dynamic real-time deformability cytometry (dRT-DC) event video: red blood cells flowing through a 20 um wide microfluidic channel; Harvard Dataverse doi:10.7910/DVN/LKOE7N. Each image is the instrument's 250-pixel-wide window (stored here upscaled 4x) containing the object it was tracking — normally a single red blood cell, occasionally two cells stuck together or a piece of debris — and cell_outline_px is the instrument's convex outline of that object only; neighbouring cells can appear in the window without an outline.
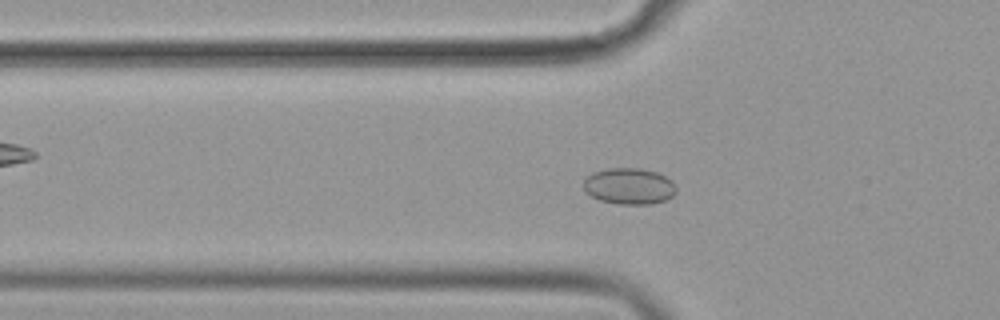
{"species": "common noctule bat (a hibernating species)", "species_latin": "Nyctalus noctula", "temperature_condition": "cold", "stored_images_in_passage": 56, "camera_frame_rate_fps": 3000, "um_per_image_px": 0.085, "animal": {"sex": "female", "body_mass_g": 19.9}, "frame": {"image": 1, "passage_image": 19, "time_ms": 6.0, "image_size_px": [1000, 320], "cell_outline_px": [[676, 192], [672, 196], [664, 200], [652, 204], [620, 204], [600, 200], [584, 192], [584, 180], [592, 172], [608, 168], [640, 168], [656, 172], [672, 180], [676, 188]], "centroid_in_image_um": [53.47, 15.82], "position_along_channel_um": 72.3, "area_um2": 19.59}}
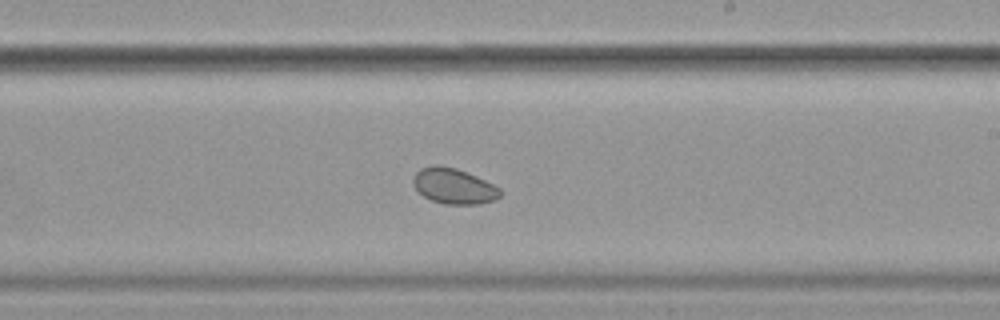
{"frame": {"image": 2, "passage_image": 34, "time_ms": 11.0, "image_size_px": [1000, 320], "cell_outline_px": [[500, 196], [496, 200], [480, 204], [444, 204], [432, 200], [424, 196], [412, 184], [412, 180], [416, 172], [420, 168], [436, 164], [456, 168], [476, 176], [500, 188]], "centroid_in_image_um": [38.56, 15.82], "position_along_channel_um": 250.4, "area_um2": 17.98}}
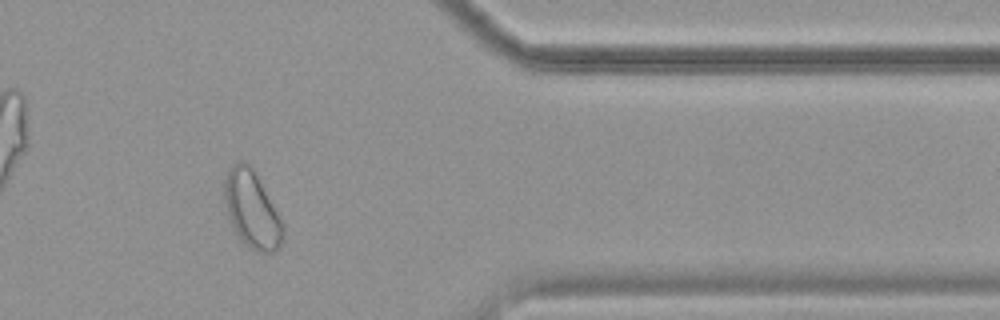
{"frame": {"image": 3, "passage_image": 47, "time_ms": 15.333, "image_size_px": [1000, 320], "cell_outline_px": [[284, 240], [280, 248], [276, 252], [256, 252], [248, 248], [240, 240], [232, 228], [224, 204], [224, 180], [228, 168], [232, 164], [240, 160], [244, 160], [256, 172], [280, 216], [284, 228]], "centroid_in_image_um": [21.41, 17.83], "position_along_channel_um": 390.0, "area_um2": 26.99}}